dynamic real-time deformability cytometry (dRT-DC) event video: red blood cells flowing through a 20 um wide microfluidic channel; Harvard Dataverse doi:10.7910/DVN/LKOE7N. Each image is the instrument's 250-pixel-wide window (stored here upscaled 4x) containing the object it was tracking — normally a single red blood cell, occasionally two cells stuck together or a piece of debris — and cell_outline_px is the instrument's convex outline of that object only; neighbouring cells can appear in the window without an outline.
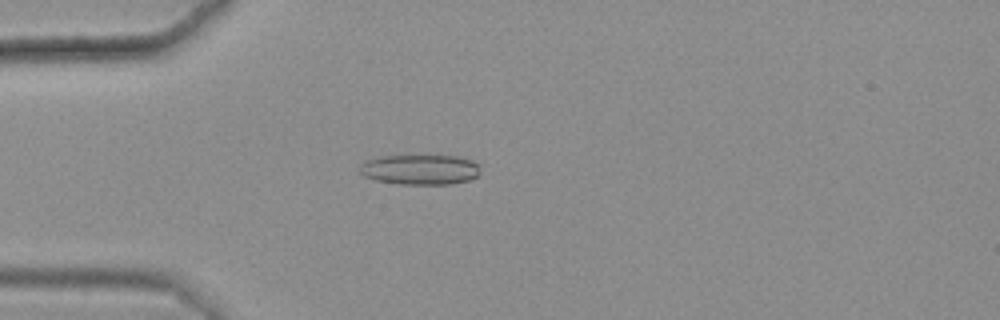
{"species": "common noctule bat (a hibernating species)", "species_latin": "Nyctalus noctula", "temperature_condition": "warm", "stored_images_in_passage": 49, "camera_frame_rate_fps": 3000, "um_per_image_px": 0.085, "animal": {"sex": "female", "body_mass_g": 25.1}, "frame": {"image": 1, "passage_image": 16, "time_ms": 5.0, "image_size_px": [1000, 320], "cell_outline_px": [[480, 176], [468, 180], [448, 184], [400, 184], [376, 180], [364, 176], [360, 172], [360, 164], [364, 160], [380, 156], [460, 156], [472, 160], [480, 164]], "centroid_in_image_um": [35.74, 14.41], "position_along_channel_um": 49.3, "area_um2": 21.39}}
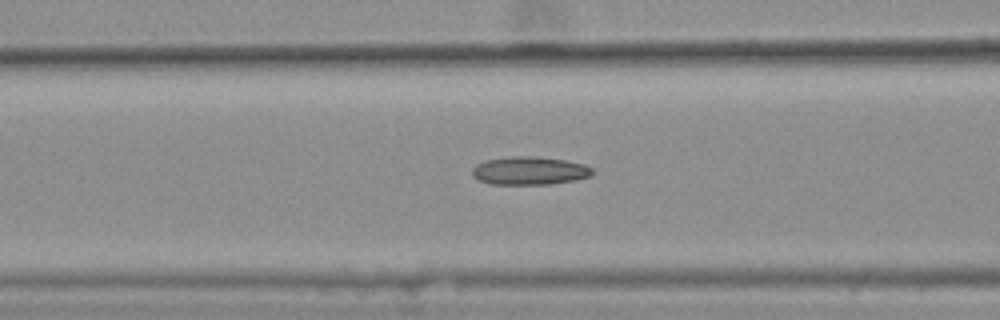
{"frame": {"image": 2, "passage_image": 23, "time_ms": 7.333, "image_size_px": [1000, 320], "cell_outline_px": [[592, 172], [588, 176], [576, 180], [548, 184], [492, 184], [476, 180], [472, 176], [472, 168], [476, 164], [484, 160], [512, 156], [532, 156], [564, 160], [584, 164], [592, 168]], "centroid_in_image_um": [44.94, 14.51], "position_along_channel_um": 121.7, "area_um2": 19.71}}
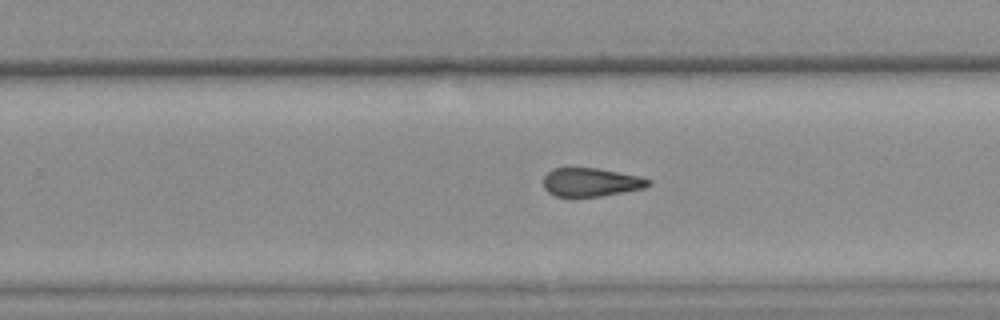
{"frame": {"image": 3, "passage_image": 36, "time_ms": 11.667, "image_size_px": [1000, 320], "cell_outline_px": [[652, 184], [644, 188], [600, 196], [576, 200], [572, 200], [556, 196], [548, 192], [544, 188], [544, 176], [552, 168], [596, 168], [640, 176], [652, 180]], "centroid_in_image_um": [50.2, 15.53], "position_along_channel_um": 279.6, "area_um2": 18.03}, "authors_computed_cell_mechanics": {"area_um2": 18.9006, "velocity_mm_per_s": 3.6541, "shape_relaxation_time_tau1_ms": null, "shape_relaxation_time_tau2_ms": 5.4125, "deformation_change_tau1": null, "deformation_change_tau2": 0.1388}}